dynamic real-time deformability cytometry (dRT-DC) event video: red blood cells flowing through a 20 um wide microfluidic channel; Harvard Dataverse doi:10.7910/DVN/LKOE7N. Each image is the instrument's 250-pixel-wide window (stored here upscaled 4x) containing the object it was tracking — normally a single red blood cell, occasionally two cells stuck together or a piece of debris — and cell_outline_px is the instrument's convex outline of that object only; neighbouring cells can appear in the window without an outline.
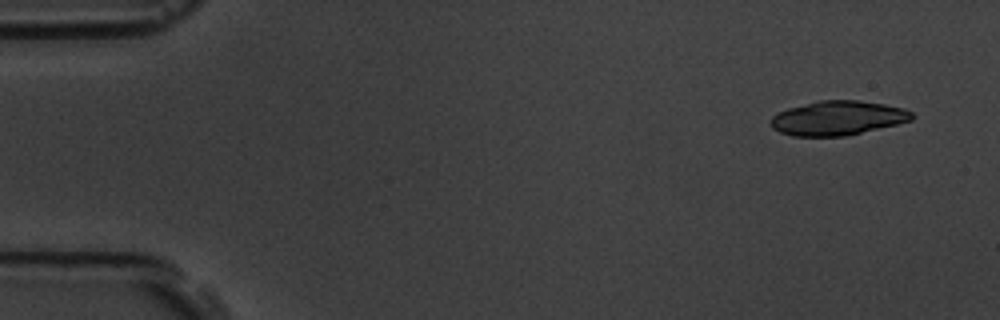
{"species": "common noctule bat (a hibernating species)", "species_latin": "Nyctalus noctula", "temperature_condition": "room temperature", "stored_images_in_passage": 11, "camera_frame_rate_fps": 3000, "um_per_image_px": 0.085, "animal": {"sex": "male", "body_mass_g": 19.5, "forearm_length_mm": 54.6}, "frame": {"image": 1, "passage_image": 1, "time_ms": 0.0, "image_size_px": [1000, 320], "cell_outline_px": [[912, 120], [896, 124], [844, 136], [792, 136], [780, 132], [772, 128], [768, 120], [772, 116], [788, 108], [820, 100], [856, 100], [884, 104], [904, 108], [912, 112]], "centroid_in_image_um": [71.17, 10.03], "position_along_channel_um": 13.8, "area_um2": 28.03}}